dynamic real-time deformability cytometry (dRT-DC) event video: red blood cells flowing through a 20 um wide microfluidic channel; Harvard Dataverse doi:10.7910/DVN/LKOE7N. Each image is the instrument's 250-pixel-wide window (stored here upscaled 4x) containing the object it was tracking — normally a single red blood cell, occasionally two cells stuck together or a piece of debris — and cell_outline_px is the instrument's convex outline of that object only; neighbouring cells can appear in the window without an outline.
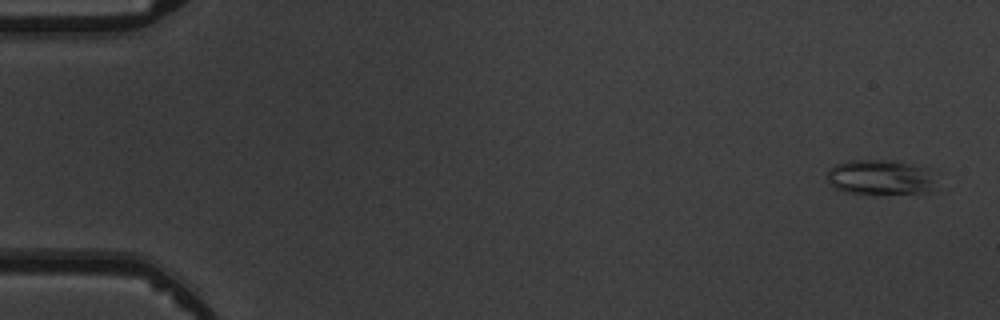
{"species": "common noctule bat (a hibernating species)", "species_latin": "Nyctalus noctula", "temperature_condition": "warm", "stored_images_in_passage": 5, "camera_frame_rate_fps": 3000, "um_per_image_px": 0.085, "animal": {"sex": "male", "body_mass_g": 19.5, "forearm_length_mm": 54.6}, "frame": {"image": 1, "passage_image": 1, "time_ms": 0.0, "image_size_px": [1000, 320], "cell_outline_px": [[932, 188], [924, 192], [876, 196], [844, 192], [828, 184], [828, 172], [836, 164], [848, 160], [892, 160], [912, 164], [928, 168], [932, 180]], "centroid_in_image_um": [74.77, 15.1], "position_along_channel_um": 10.2, "area_um2": 22.6}}
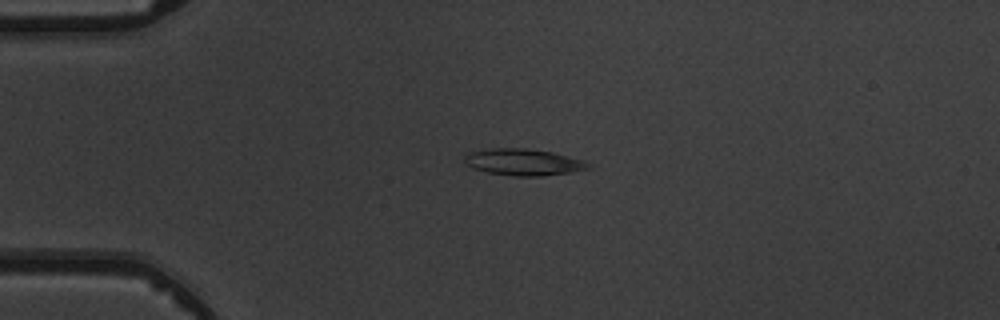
{"frame": {"image": 2, "passage_image": 4, "time_ms": 3.667, "image_size_px": [1000, 320], "cell_outline_px": [[592, 168], [568, 172], [540, 176], [516, 176], [488, 172], [472, 168], [464, 164], [464, 156], [468, 152], [488, 148], [524, 148], [552, 152], [584, 160]], "centroid_in_image_um": [44.43, 13.77], "position_along_channel_um": 40.6, "area_um2": 19.13}}